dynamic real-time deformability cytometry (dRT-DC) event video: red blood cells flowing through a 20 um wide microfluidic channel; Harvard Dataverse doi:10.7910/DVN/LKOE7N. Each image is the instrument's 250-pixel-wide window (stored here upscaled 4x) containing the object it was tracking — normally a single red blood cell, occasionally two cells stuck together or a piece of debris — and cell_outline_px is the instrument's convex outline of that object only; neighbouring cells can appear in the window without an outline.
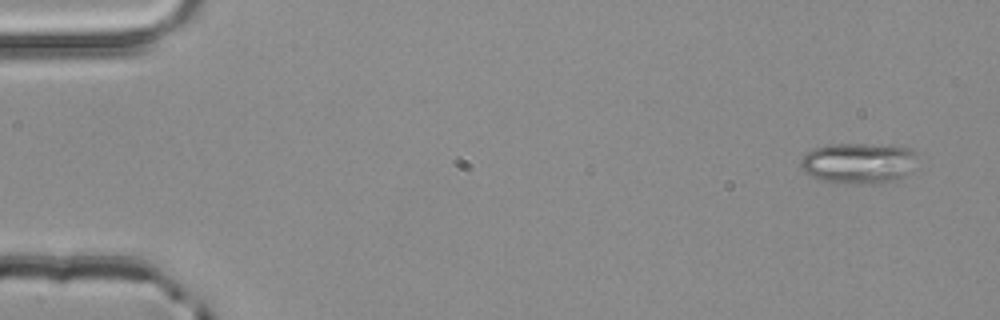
{"species": "common noctule bat (a hibernating species)", "species_latin": "Nyctalus noctula", "temperature_condition": "room temperature", "stored_images_in_passage": 3, "camera_frame_rate_fps": 3000, "um_per_image_px": 0.085, "animal": {"sex": "male", "body_mass_g": 20.4}, "frame": {"image": 1, "passage_image": 1, "time_ms": 0.0, "image_size_px": [1000, 320], "cell_outline_px": [[912, 172], [896, 180], [880, 184], [864, 184], [824, 180], [812, 176], [804, 172], [800, 164], [800, 160], [812, 148], [828, 144], [892, 144], [912, 148]], "centroid_in_image_um": [72.97, 13.85], "position_along_channel_um": 12.0, "area_um2": 27.69}}
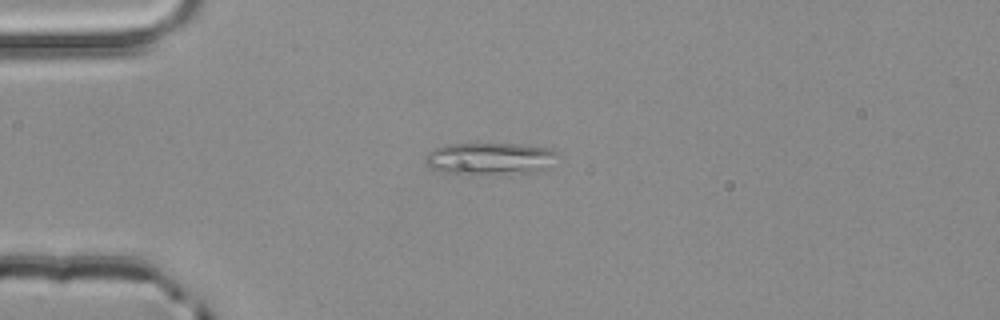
{"frame": {"image": 2, "passage_image": 3, "time_ms": 0.667, "image_size_px": [1000, 320], "cell_outline_px": [[556, 152], [544, 168], [532, 172], [472, 176], [452, 176], [432, 168], [424, 160], [424, 156], [428, 152], [436, 148], [448, 144], [520, 144], [552, 148]], "centroid_in_image_um": [41.5, 13.52], "position_along_channel_um": 43.5, "area_um2": 25.03}}